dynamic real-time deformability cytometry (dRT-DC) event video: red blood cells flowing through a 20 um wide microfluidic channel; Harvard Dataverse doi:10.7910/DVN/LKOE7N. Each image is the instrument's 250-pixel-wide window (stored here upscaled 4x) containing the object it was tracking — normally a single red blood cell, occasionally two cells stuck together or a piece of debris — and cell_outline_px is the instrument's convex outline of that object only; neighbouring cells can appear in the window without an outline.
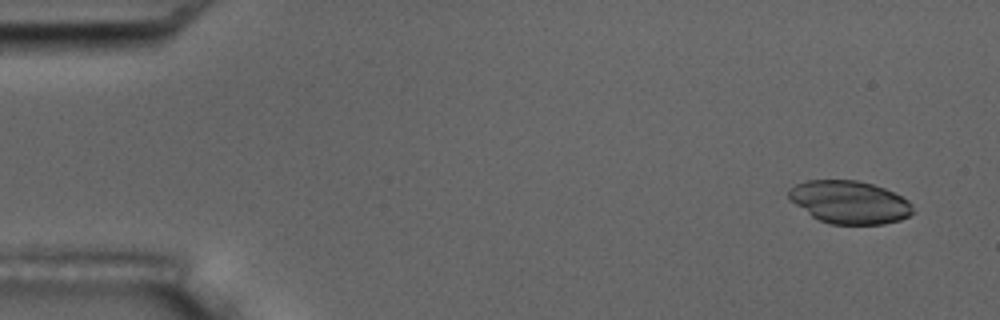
{"species": "common noctule bat (a hibernating species)", "species_latin": "Nyctalus noctula", "temperature_condition": "room temperature", "stored_images_in_passage": 5, "camera_frame_rate_fps": 3000, "um_per_image_px": 0.085, "animal": {"sex": "male", "body_mass_g": 17.5, "forearm_length_mm": 52.3}, "frame": {"image": 1, "passage_image": 1, "time_ms": 0.0, "image_size_px": [1000, 320], "cell_outline_px": [[912, 212], [908, 216], [900, 220], [884, 224], [832, 224], [820, 220], [812, 216], [796, 204], [788, 196], [788, 188], [796, 184], [808, 180], [856, 180], [872, 184], [884, 188], [908, 200], [912, 204]], "centroid_in_image_um": [72.2, 17.18], "position_along_channel_um": 12.8, "area_um2": 30.69}}